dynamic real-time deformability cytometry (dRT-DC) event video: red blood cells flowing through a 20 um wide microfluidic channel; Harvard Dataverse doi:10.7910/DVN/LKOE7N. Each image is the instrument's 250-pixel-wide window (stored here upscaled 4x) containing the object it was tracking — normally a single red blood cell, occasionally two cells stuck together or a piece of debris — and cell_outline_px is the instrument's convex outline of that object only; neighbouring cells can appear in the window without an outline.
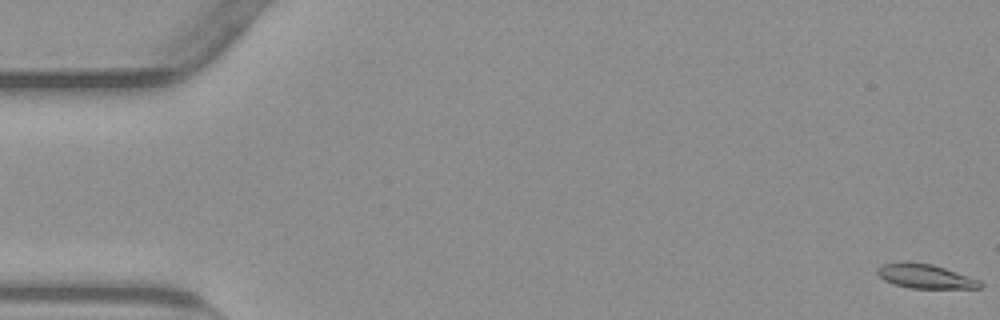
{"species": "common noctule bat (a hibernating species)", "species_latin": "Nyctalus noctula", "temperature_condition": "warm", "stored_images_in_passage": 55, "camera_frame_rate_fps": 3000, "um_per_image_px": 0.085, "animal": {"sex": "male", "body_mass_g": 23.1, "forearm_length_mm": 52.7}, "frame": {"image": 1, "passage_image": 1, "time_ms": 0.0, "image_size_px": [1000, 320], "cell_outline_px": [[984, 284], [980, 288], [908, 288], [892, 284], [884, 280], [876, 272], [876, 268], [884, 264], [904, 260], [932, 264], [980, 280]], "centroid_in_image_um": [78.6, 23.47], "position_along_channel_um": 6.4, "area_um2": 14.68}}
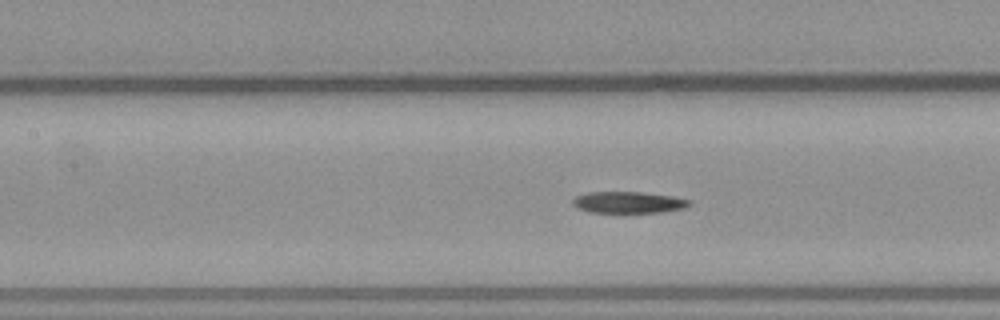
{"frame": {"image": 2, "passage_image": 25, "time_ms": 8.0, "image_size_px": [1000, 320], "cell_outline_px": [[692, 204], [684, 208], [660, 212], [588, 212], [576, 208], [572, 204], [572, 200], [576, 196], [588, 192], [640, 192], [672, 196], [692, 200]], "centroid_in_image_um": [53.4, 17.2], "position_along_channel_um": 154.0, "area_um2": 14.62}}
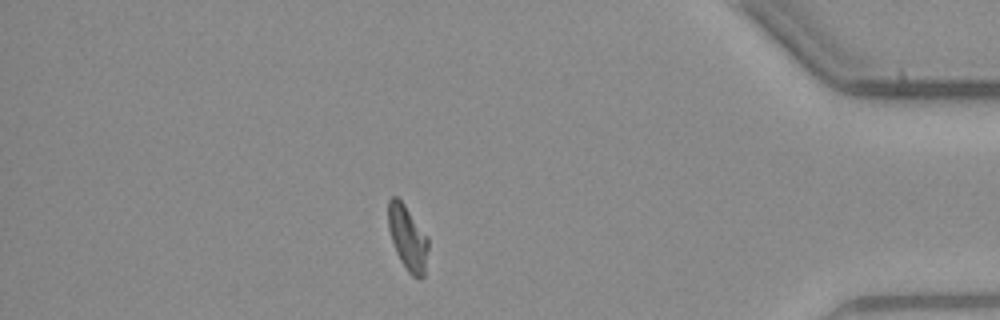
{"frame": {"image": 3, "passage_image": 48, "time_ms": 15.667, "image_size_px": [1000, 320], "cell_outline_px": [[428, 248], [424, 276], [412, 276], [408, 272], [400, 260], [396, 252], [388, 228], [388, 200], [392, 196], [396, 196], [404, 204], [428, 236]], "centroid_in_image_um": [34.64, 20.2], "position_along_channel_um": 400.6, "area_um2": 14.97}, "authors_computed_cell_mechanics": {"area_um2": 15.317, "velocity_mm_per_s": 3.7923, "shape_relaxation_time_tau1_ms": 6.9893, "shape_relaxation_time_tau2_ms": 1.7333, "deformation_change_tau1": 0.2049, "deformation_change_tau2": 0.0781}}